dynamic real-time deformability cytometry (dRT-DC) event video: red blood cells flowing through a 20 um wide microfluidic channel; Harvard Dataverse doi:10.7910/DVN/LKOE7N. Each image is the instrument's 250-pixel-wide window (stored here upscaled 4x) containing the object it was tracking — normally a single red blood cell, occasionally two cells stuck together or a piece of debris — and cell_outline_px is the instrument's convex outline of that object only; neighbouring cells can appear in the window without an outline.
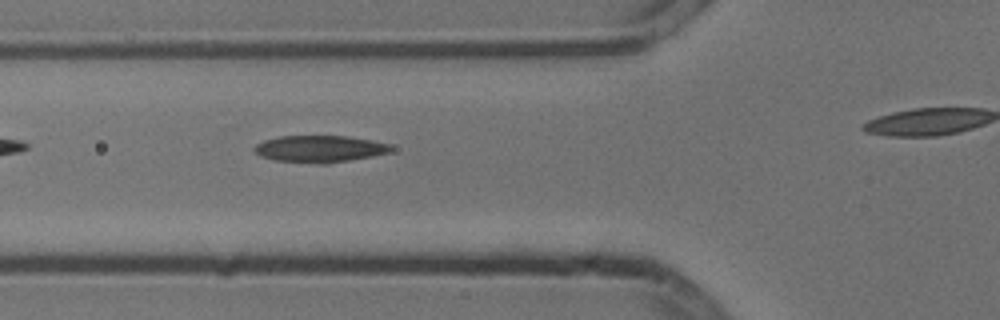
{"species": "common noctule bat (a hibernating species)", "species_latin": "Nyctalus noctula", "temperature_condition": "cold", "stored_images_in_passage": 27, "camera_frame_rate_fps": 3000, "um_per_image_px": 0.085, "animal": {"sex": "male", "body_mass_g": 13.3}, "frame": {"image": 1, "passage_image": 3, "time_ms": 0.667, "image_size_px": [1000, 320], "cell_outline_px": [[392, 148], [388, 152], [372, 156], [328, 164], [320, 164], [276, 160], [260, 156], [252, 148], [256, 144], [264, 140], [280, 136], [348, 136], [372, 140], [392, 144]], "centroid_in_image_um": [27.17, 12.65], "position_along_channel_um": 98.6, "area_um2": 21.39}}
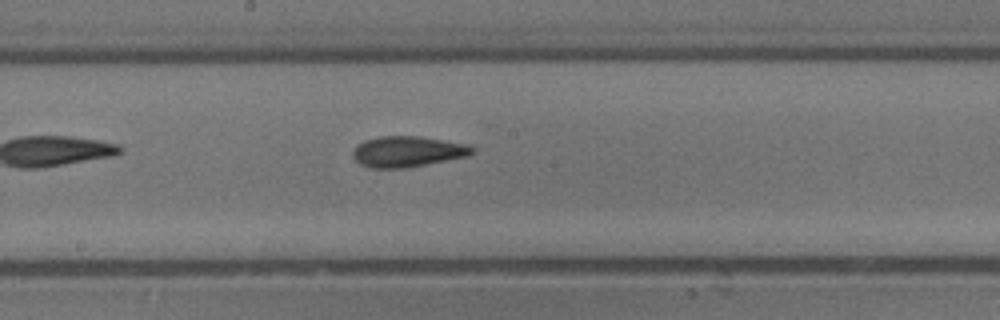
{"frame": {"image": 2, "passage_image": 12, "time_ms": 3.667, "image_size_px": [1000, 320], "cell_outline_px": [[476, 152], [468, 156], [404, 168], [372, 168], [360, 164], [352, 156], [352, 152], [356, 144], [364, 140], [380, 136], [420, 136], [468, 144], [476, 148]], "centroid_in_image_um": [34.65, 12.87], "position_along_channel_um": 213.6, "area_um2": 21.56}}
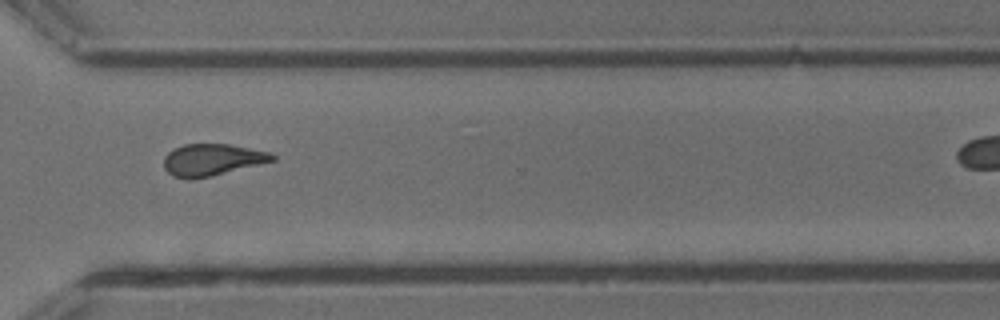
{"frame": {"image": 3, "passage_image": 23, "time_ms": 7.333, "image_size_px": [1000, 320], "cell_outline_px": [[276, 160], [212, 176], [172, 176], [164, 168], [164, 156], [168, 152], [184, 144], [228, 144], [272, 152], [276, 156]], "centroid_in_image_um": [18.09, 13.54], "position_along_channel_um": 352.5, "area_um2": 19.65}}